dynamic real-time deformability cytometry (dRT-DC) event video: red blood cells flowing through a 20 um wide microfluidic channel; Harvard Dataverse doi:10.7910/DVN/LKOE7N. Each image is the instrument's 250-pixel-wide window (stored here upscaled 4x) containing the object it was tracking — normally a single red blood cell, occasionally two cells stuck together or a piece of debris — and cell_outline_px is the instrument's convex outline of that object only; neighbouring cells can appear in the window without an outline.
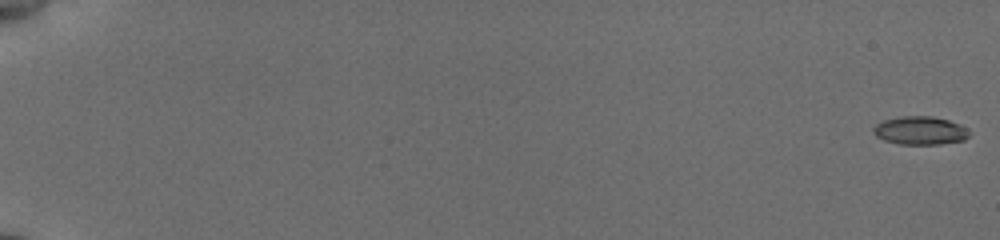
{"species": "common noctule bat (a hibernating species)", "species_latin": "Nyctalus noctula", "temperature_condition": "cold", "stored_images_in_passage": 57, "camera_frame_rate_fps": 3000, "um_per_image_px": 0.085, "animal": {"sex": "female", "body_mass_g": 19.5, "forearm_length_mm": 54.1}, "frame": {"image": 1, "passage_image": 1, "time_ms": 0.0, "image_size_px": [1000, 240], "cell_outline_px": [[972, 132], [964, 140], [940, 144], [900, 144], [884, 140], [876, 136], [872, 132], [872, 128], [876, 124], [884, 120], [900, 116], [932, 116], [948, 120], [960, 124], [968, 128]], "centroid_in_image_um": [78.23, 11.09], "position_along_channel_um": 6.8, "area_um2": 15.95}}
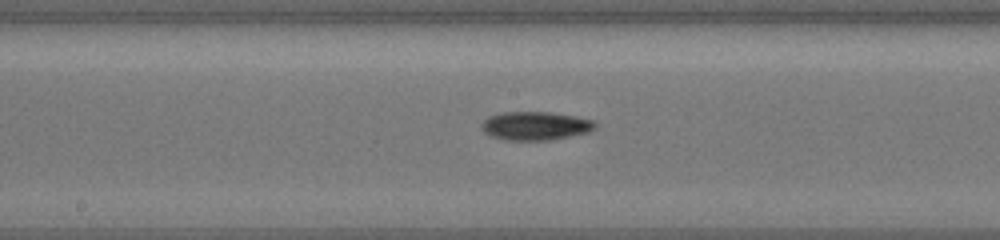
{"frame": {"image": 2, "passage_image": 33, "time_ms": 10.667, "image_size_px": [1000, 240], "cell_outline_px": [[596, 128], [588, 132], [548, 140], [504, 140], [492, 136], [484, 132], [480, 124], [488, 116], [504, 112], [548, 112], [572, 116], [592, 120], [596, 124]], "centroid_in_image_um": [45.46, 10.7], "position_along_channel_um": 202.7, "area_um2": 18.67}}
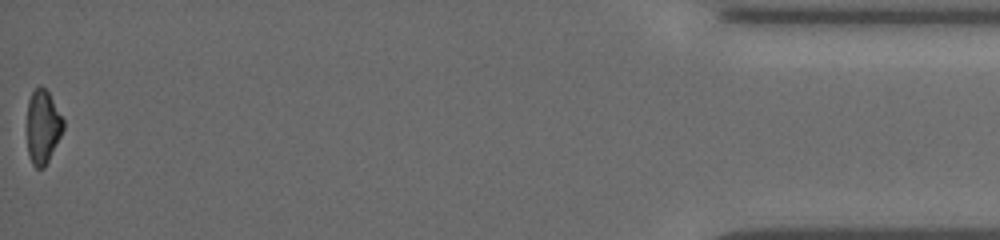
{"frame": {"image": 3, "passage_image": 57, "time_ms": 18.667, "image_size_px": [1000, 240], "cell_outline_px": [[64, 128], [44, 168], [36, 168], [32, 164], [28, 152], [28, 100], [32, 92], [40, 84], [48, 92], [64, 120]], "centroid_in_image_um": [3.64, 10.77], "position_along_channel_um": 431.6, "area_um2": 15.26}, "authors_computed_cell_mechanics": {"area_um2": 16.6464, "velocity_mm_per_s": 3.8431, "shape_relaxation_time_tau1_ms": 2.8638, "shape_relaxation_time_tau2_ms": null, "deformation_change_tau1": 0.1084, "deformation_change_tau2": null}}